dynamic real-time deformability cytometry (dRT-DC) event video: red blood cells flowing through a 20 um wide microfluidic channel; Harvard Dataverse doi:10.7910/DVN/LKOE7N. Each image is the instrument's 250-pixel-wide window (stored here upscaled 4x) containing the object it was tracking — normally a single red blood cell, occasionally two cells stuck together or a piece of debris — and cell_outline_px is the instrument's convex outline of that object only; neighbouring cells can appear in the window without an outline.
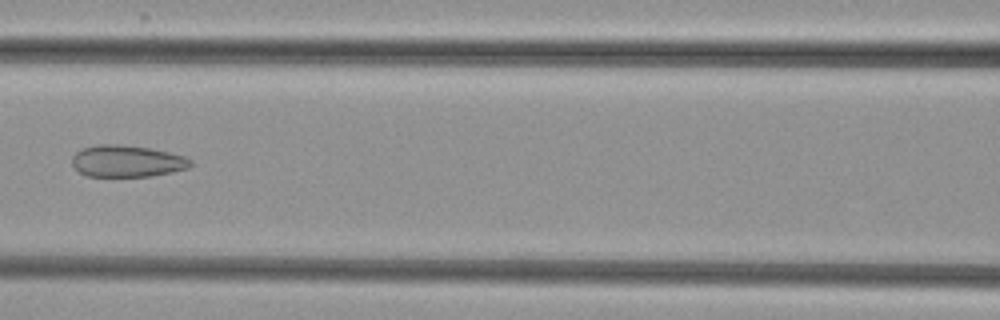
{"species": "common noctule bat (a hibernating species)", "species_latin": "Nyctalus noctula", "temperature_condition": "cold", "stored_images_in_passage": 6, "camera_frame_rate_fps": 3000, "um_per_image_px": 0.085, "animal": {"sex": "female", "body_mass_g": 29.2, "forearm_length_mm": 56.3}, "frame": {"image": 1, "passage_image": 6, "time_ms": 6.667, "image_size_px": [1000, 320], "cell_outline_px": [[192, 164], [188, 168], [172, 172], [152, 176], [88, 176], [80, 172], [72, 164], [72, 156], [76, 152], [84, 148], [100, 144], [116, 144], [148, 148], [168, 152], [184, 156], [192, 160]], "centroid_in_image_um": [10.8, 13.7], "position_along_channel_um": 155.8, "area_um2": 21.73}}